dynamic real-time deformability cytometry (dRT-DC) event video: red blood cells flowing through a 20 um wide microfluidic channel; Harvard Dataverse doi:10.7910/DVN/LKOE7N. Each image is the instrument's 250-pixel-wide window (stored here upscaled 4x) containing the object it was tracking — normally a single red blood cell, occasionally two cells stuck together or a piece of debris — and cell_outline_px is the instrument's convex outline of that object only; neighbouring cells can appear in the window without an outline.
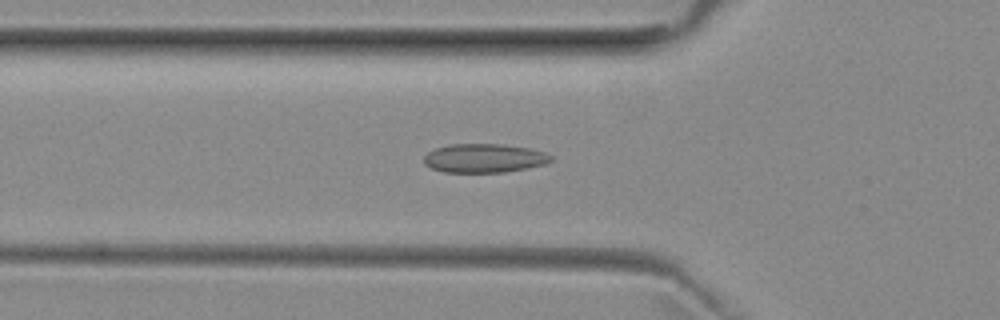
{"species": "common noctule bat (a hibernating species)", "species_latin": "Nyctalus noctula", "temperature_condition": "room temperature", "stored_images_in_passage": 41, "camera_frame_rate_fps": 3000, "um_per_image_px": 0.085, "animal": {"sex": "female", "body_mass_g": 29.2, "forearm_length_mm": 56.3}, "frame": {"image": 1, "passage_image": 7, "time_ms": 2.0, "image_size_px": [1000, 320], "cell_outline_px": [[552, 160], [544, 164], [504, 172], [444, 172], [432, 168], [424, 164], [424, 156], [428, 152], [436, 148], [448, 144], [504, 144], [528, 148], [544, 152], [552, 156]], "centroid_in_image_um": [41.13, 13.44], "position_along_channel_um": 84.7, "area_um2": 21.21}}
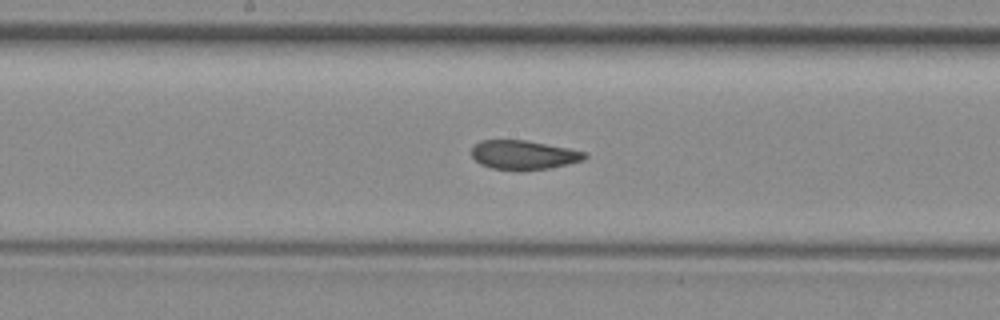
{"frame": {"image": 2, "passage_image": 16, "time_ms": 5.0, "image_size_px": [1000, 320], "cell_outline_px": [[588, 156], [584, 160], [568, 164], [548, 168], [524, 172], [492, 168], [480, 164], [472, 156], [472, 148], [480, 140], [528, 140], [588, 152]], "centroid_in_image_um": [44.54, 13.18], "position_along_channel_um": 203.7, "area_um2": 19.54}}
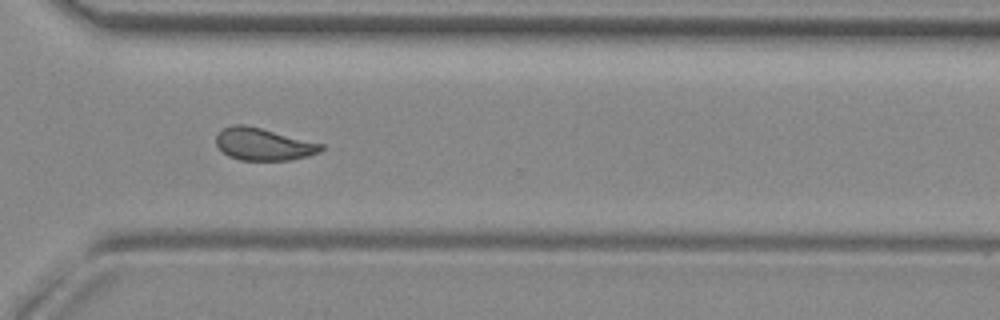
{"frame": {"image": 3, "passage_image": 27, "time_ms": 8.667, "image_size_px": [1000, 320], "cell_outline_px": [[324, 148], [320, 152], [308, 156], [292, 160], [240, 160], [228, 156], [216, 144], [216, 136], [224, 128], [232, 124], [244, 124], [324, 144]], "centroid_in_image_um": [22.4, 12.26], "position_along_channel_um": 348.2, "area_um2": 19.65}, "authors_computed_cell_mechanics": {"area_um2": 20.1144, "velocity_mm_per_s": 3.9448, "shape_relaxation_time_tau1_ms": null, "shape_relaxation_time_tau2_ms": 1.303, "deformation_change_tau1": null, "deformation_change_tau2": 0.0611}}